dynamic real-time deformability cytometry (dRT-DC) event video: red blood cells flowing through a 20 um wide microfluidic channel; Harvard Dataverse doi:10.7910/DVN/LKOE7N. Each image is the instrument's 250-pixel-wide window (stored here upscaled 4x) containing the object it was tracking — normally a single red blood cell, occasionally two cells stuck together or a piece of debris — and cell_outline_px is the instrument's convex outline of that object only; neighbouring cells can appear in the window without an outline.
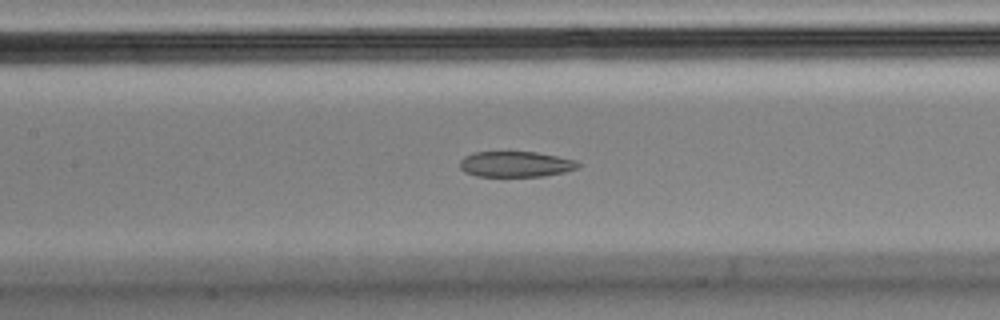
{"species": "Egyptian fruit bat (a non-hibernating species)", "species_latin": "Rousettus aegyptiacus", "temperature_condition": "cold", "stored_images_in_passage": 55, "segment_of_instrument_passage": [1, 2], "camera_frame_rate_fps": 3000, "um_per_image_px": 0.085, "animal": {"sex": "male"}, "frame": {"image": 1, "passage_image": 25, "time_ms": 8.0, "image_size_px": [1000, 320], "cell_outline_px": [[580, 164], [576, 168], [564, 172], [544, 176], [476, 176], [464, 172], [460, 168], [460, 160], [464, 156], [472, 152], [536, 152], [576, 160]], "centroid_in_image_um": [43.79, 13.95], "position_along_channel_um": 163.6, "area_um2": 17.63}}
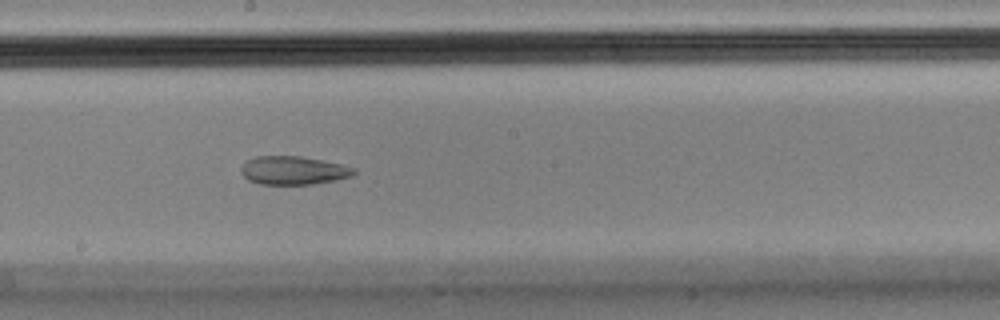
{"frame": {"image": 2, "passage_image": 30, "time_ms": 9.667, "image_size_px": [1000, 320], "cell_outline_px": [[356, 172], [352, 176], [336, 180], [312, 184], [260, 184], [248, 180], [240, 172], [240, 168], [248, 160], [256, 156], [300, 156], [340, 164], [356, 168]], "centroid_in_image_um": [24.93, 14.49], "position_along_channel_um": 223.3, "area_um2": 18.61}}
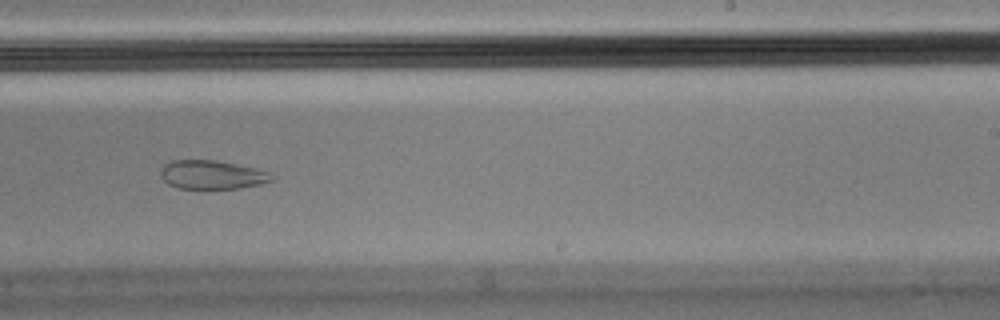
{"frame": {"image": 3, "passage_image": 34, "time_ms": 11.0, "image_size_px": [1000, 320], "cell_outline_px": [[276, 176], [272, 180], [260, 184], [240, 188], [180, 188], [168, 184], [160, 176], [160, 168], [164, 164], [172, 160], [216, 160], [236, 164], [272, 172]], "centroid_in_image_um": [18.03, 14.84], "position_along_channel_um": 271.0, "area_um2": 18.67}}